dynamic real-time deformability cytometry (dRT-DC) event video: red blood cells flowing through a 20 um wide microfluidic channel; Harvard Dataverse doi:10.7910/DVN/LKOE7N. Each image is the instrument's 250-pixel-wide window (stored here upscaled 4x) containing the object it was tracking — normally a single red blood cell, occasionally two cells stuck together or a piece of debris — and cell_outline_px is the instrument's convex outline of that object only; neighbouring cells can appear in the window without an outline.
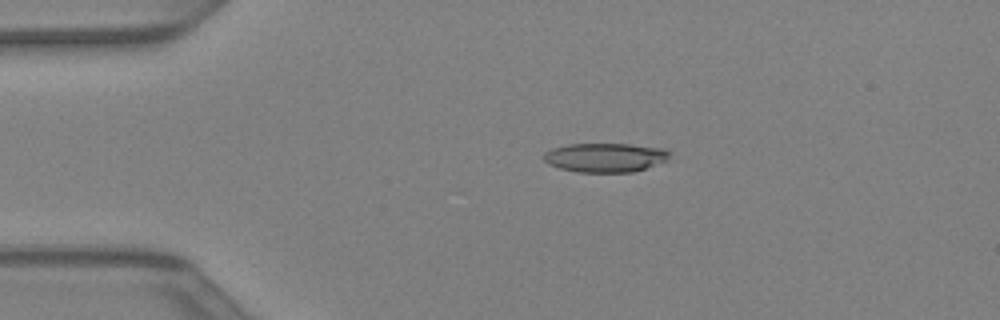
{"species": "Egyptian fruit bat (a non-hibernating species)", "species_latin": "Rousettus aegyptiacus", "temperature_condition": "warm", "stored_images_in_passage": 43, "camera_frame_rate_fps": 3000, "um_per_image_px": 0.085, "animal": {"sex": "female"}, "frame": {"image": 1, "passage_image": 9, "time_ms": 2.667, "image_size_px": [1000, 320], "cell_outline_px": [[668, 156], [664, 160], [644, 168], [632, 172], [576, 172], [560, 168], [548, 164], [544, 160], [544, 152], [552, 148], [568, 144], [632, 144], [664, 148], [668, 152]], "centroid_in_image_um": [51.37, 13.38], "position_along_channel_um": 33.6, "area_um2": 21.1}}
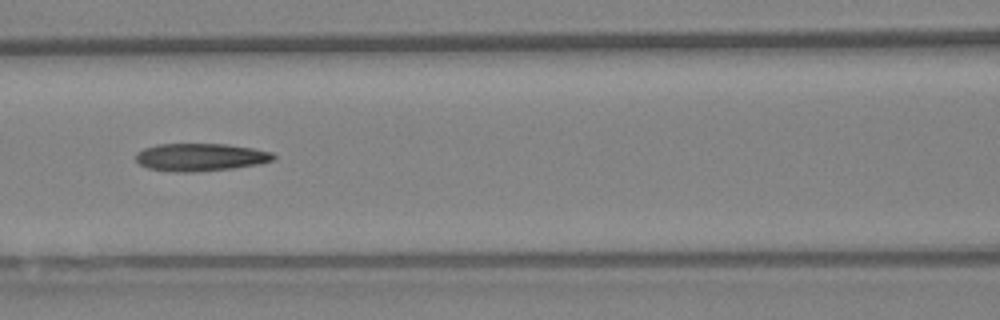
{"frame": {"image": 2, "passage_image": 19, "time_ms": 6.0, "image_size_px": [1000, 320], "cell_outline_px": [[276, 156], [272, 160], [260, 164], [232, 168], [192, 172], [180, 172], [148, 168], [140, 164], [136, 160], [136, 152], [144, 148], [156, 144], [228, 144], [252, 148], [272, 152]], "centroid_in_image_um": [17.03, 13.35], "position_along_channel_um": 149.6, "area_um2": 22.14}}
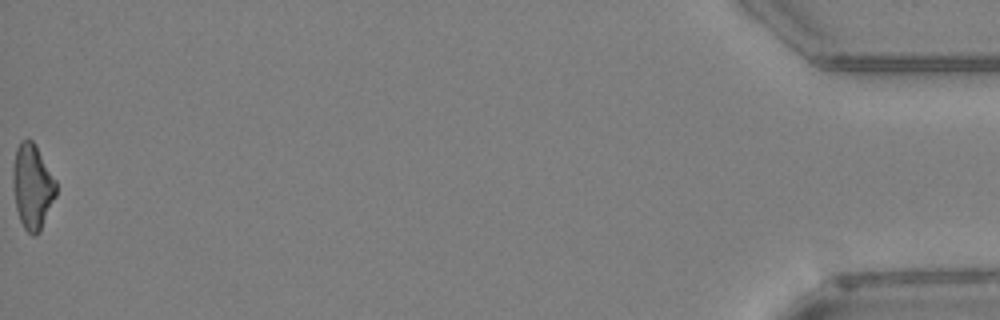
{"frame": {"image": 3, "passage_image": 43, "time_ms": 14.0, "image_size_px": [1000, 320], "cell_outline_px": [[56, 196], [40, 232], [36, 236], [32, 236], [24, 228], [20, 220], [16, 208], [12, 184], [12, 168], [16, 148], [20, 140], [32, 140], [56, 180]], "centroid_in_image_um": [2.74, 15.88], "position_along_channel_um": 432.5, "area_um2": 21.44}}